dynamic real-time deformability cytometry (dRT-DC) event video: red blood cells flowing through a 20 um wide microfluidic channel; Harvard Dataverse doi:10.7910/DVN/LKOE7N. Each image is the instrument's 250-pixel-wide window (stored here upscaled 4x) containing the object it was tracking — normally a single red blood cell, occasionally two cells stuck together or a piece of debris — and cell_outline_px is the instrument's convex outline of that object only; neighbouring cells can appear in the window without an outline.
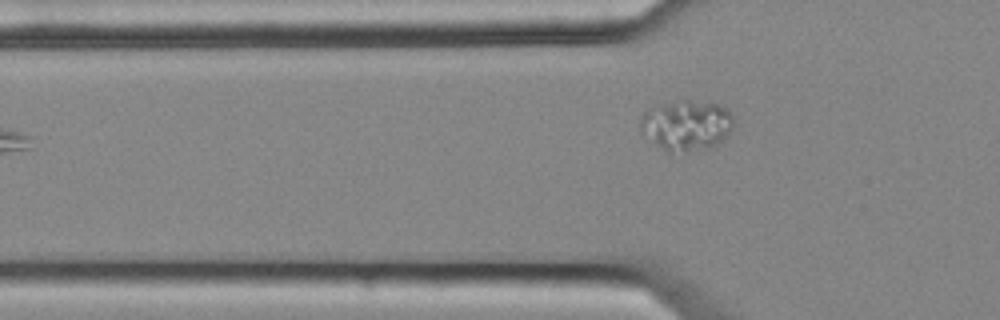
{"species": "common noctule bat (a hibernating species)", "species_latin": "Nyctalus noctula", "temperature_condition": "cold", "stored_images_in_passage": 5, "camera_frame_rate_fps": 3000, "um_per_image_px": 0.085, "animal": {"sex": "female", "body_mass_g": 25.1}, "frame": {"image": 1, "passage_image": 5, "time_ms": 1.333, "image_size_px": [1000, 320], "cell_outline_px": [[732, 128], [716, 144], [708, 148], [684, 152], [668, 152], [656, 144], [640, 132], [640, 120], [644, 112], [648, 108], [676, 100], [712, 100], [728, 108], [732, 116]], "centroid_in_image_um": [58.34, 10.6], "position_along_channel_um": 67.5, "area_um2": 27.69}}